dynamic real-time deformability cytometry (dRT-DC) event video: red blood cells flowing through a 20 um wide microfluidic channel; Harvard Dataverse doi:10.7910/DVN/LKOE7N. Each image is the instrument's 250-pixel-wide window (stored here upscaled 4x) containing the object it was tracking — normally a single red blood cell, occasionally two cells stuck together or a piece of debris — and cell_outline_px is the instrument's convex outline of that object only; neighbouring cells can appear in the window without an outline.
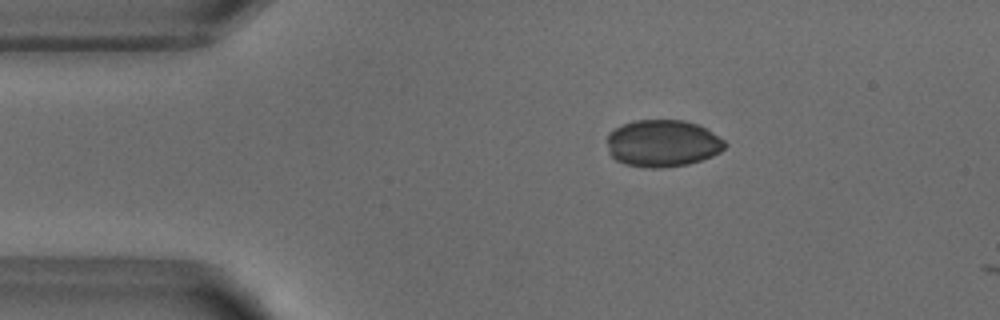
{"species": "common noctule bat (a hibernating species)", "species_latin": "Nyctalus noctula", "temperature_condition": "warm", "stored_images_in_passage": 9, "camera_frame_rate_fps": 3000, "um_per_image_px": 0.085, "animal": {"sex": "male", "body_mass_g": 18.8}, "frame": {"image": 1, "passage_image": 3, "time_ms": 0.667, "image_size_px": [1000, 320], "cell_outline_px": [[724, 148], [720, 152], [712, 156], [688, 164], [660, 168], [648, 168], [624, 164], [616, 160], [608, 152], [608, 132], [624, 124], [636, 120], [684, 120], [696, 124], [712, 132], [724, 140]], "centroid_in_image_um": [56.3, 12.19], "position_along_channel_um": 28.7, "area_um2": 32.14}}